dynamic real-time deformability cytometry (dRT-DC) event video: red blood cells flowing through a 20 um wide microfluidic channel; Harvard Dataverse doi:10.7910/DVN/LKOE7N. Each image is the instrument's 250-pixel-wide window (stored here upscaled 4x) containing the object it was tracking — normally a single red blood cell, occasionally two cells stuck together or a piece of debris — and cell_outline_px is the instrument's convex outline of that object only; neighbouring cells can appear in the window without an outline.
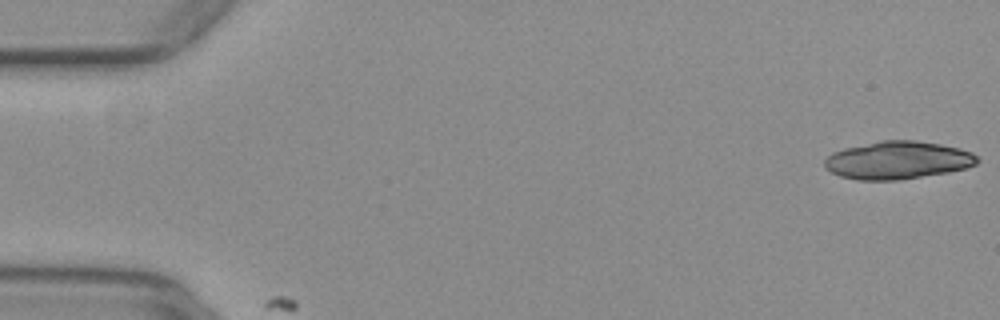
{"species": "common noctule bat (a hibernating species)", "species_latin": "Nyctalus noctula", "temperature_condition": "warm", "stored_images_in_passage": 2, "camera_frame_rate_fps": 3000, "um_per_image_px": 0.085, "animal": {"sex": "female", "body_mass_g": 29.2, "forearm_length_mm": 56.3}, "frame": {"image": 1, "passage_image": 1, "time_ms": 0.0, "image_size_px": [1000, 320], "cell_outline_px": [[980, 160], [976, 164], [964, 168], [948, 172], [900, 180], [856, 180], [840, 176], [832, 172], [824, 164], [824, 160], [832, 152], [844, 148], [880, 140], [916, 140], [940, 144], [960, 148], [972, 152]], "centroid_in_image_um": [76.31, 13.61], "position_along_channel_um": 8.7, "area_um2": 33.7}}